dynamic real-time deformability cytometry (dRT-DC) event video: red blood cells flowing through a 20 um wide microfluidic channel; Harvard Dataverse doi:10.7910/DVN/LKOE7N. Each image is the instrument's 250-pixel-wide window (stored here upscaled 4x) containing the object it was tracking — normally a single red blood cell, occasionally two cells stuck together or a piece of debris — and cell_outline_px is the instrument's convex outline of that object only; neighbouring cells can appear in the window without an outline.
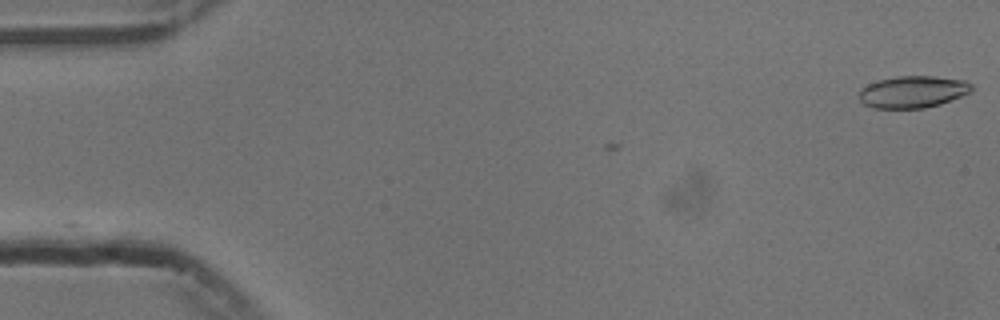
{"species": "common noctule bat (a hibernating species)", "species_latin": "Nyctalus noctula", "temperature_condition": "cold", "stored_images_in_passage": 7, "camera_frame_rate_fps": 3000, "um_per_image_px": 0.085, "animal": {"sex": "male", "body_mass_g": 13.3}, "frame": {"image": 1, "passage_image": 1, "time_ms": 0.0, "image_size_px": [1000, 320], "cell_outline_px": [[972, 92], [940, 104], [924, 108], [872, 108], [864, 104], [860, 100], [860, 88], [868, 84], [880, 80], [896, 76], [932, 76], [964, 80], [972, 84]], "centroid_in_image_um": [77.6, 7.8], "position_along_channel_um": 7.4, "area_um2": 20.92}}